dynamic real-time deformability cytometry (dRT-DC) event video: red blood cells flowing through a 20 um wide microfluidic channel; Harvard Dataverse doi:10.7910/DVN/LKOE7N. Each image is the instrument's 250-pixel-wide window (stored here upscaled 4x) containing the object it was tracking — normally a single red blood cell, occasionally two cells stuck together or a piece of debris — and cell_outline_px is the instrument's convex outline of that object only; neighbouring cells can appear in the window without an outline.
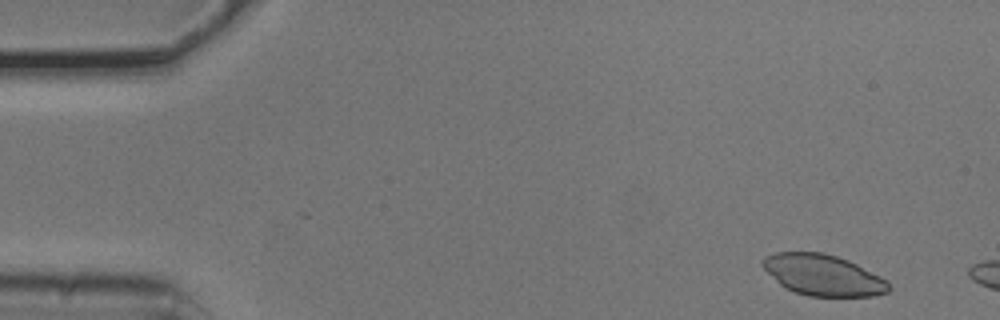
{"species": "common noctule bat (a hibernating species)", "species_latin": "Nyctalus noctula", "temperature_condition": "cold", "stored_images_in_passage": 3, "camera_frame_rate_fps": 3000, "um_per_image_px": 0.085, "animal": {"sex": "male", "body_mass_g": 20.5, "forearm_length_mm": 52.5}, "frame": {"image": 1, "passage_image": 1, "time_ms": 0.0, "image_size_px": [1000, 320], "cell_outline_px": [[892, 288], [888, 292], [872, 296], [808, 296], [784, 288], [760, 264], [764, 256], [776, 252], [824, 252], [848, 260], [880, 276]], "centroid_in_image_um": [69.93, 23.37], "position_along_channel_um": 15.1, "area_um2": 30.0}}